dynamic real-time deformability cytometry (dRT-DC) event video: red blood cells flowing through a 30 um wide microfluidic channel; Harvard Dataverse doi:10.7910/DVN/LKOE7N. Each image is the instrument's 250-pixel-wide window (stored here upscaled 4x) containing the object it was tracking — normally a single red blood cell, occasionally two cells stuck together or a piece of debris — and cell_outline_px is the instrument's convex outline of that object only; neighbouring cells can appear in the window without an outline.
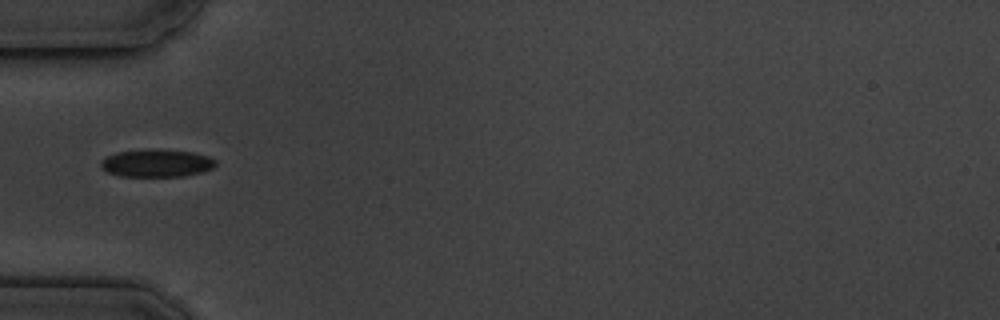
{"species": "common noctule bat (a hibernating species)", "species_latin": "Nyctalus noctula", "temperature_condition": "cold", "stored_images_in_passage": 7, "camera_frame_rate_fps": 3000, "um_per_image_px": 0.085, "animal": {"sex": "male", "body_mass_g": 19.5, "forearm_length_mm": 54.6}, "frame": {"image": 1, "passage_image": 6, "time_ms": 5.667, "image_size_px": [1000, 320], "cell_outline_px": [[216, 164], [212, 168], [204, 172], [184, 176], [120, 176], [108, 172], [100, 168], [100, 160], [116, 152], [192, 152], [208, 156], [216, 160]], "centroid_in_image_um": [13.32, 13.92], "position_along_channel_um": 71.7, "area_um2": 17.63}}